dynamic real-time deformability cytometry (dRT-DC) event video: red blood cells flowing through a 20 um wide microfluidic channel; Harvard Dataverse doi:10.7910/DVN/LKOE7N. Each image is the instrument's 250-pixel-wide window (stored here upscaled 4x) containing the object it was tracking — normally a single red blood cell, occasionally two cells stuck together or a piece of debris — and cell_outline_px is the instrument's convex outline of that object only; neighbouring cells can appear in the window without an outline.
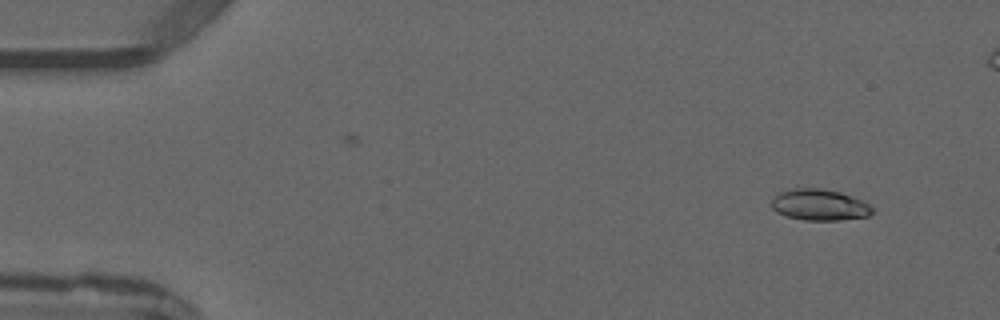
{"species": "common noctule bat (a hibernating species)", "species_latin": "Nyctalus noctula", "temperature_condition": "warm", "stored_images_in_passage": 3, "camera_frame_rate_fps": 3000, "um_per_image_px": 0.085, "animal": {"sex": "male", "forearm_length_mm": 52.5}, "frame": {"image": 1, "passage_image": 1, "time_ms": 0.0, "image_size_px": [1000, 320], "cell_outline_px": [[872, 212], [868, 216], [840, 220], [804, 220], [788, 216], [776, 212], [772, 208], [772, 200], [780, 192], [792, 188], [820, 188], [840, 192], [852, 196], [868, 204], [872, 208]], "centroid_in_image_um": [69.64, 17.41], "position_along_channel_um": 15.4, "area_um2": 18.15}}